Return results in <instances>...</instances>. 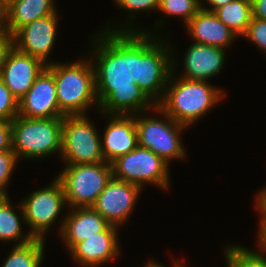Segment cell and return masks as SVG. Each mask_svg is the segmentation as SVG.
<instances>
[{
	"mask_svg": "<svg viewBox=\"0 0 266 267\" xmlns=\"http://www.w3.org/2000/svg\"><path fill=\"white\" fill-rule=\"evenodd\" d=\"M266 53V20L252 18L246 33L243 35Z\"/></svg>",
	"mask_w": 266,
	"mask_h": 267,
	"instance_id": "obj_28",
	"label": "cell"
},
{
	"mask_svg": "<svg viewBox=\"0 0 266 267\" xmlns=\"http://www.w3.org/2000/svg\"><path fill=\"white\" fill-rule=\"evenodd\" d=\"M144 267H164V266L158 264V262L149 261V263H147L146 265H144ZM174 267H184V266H182L181 264H179V262L177 263L175 261Z\"/></svg>",
	"mask_w": 266,
	"mask_h": 267,
	"instance_id": "obj_37",
	"label": "cell"
},
{
	"mask_svg": "<svg viewBox=\"0 0 266 267\" xmlns=\"http://www.w3.org/2000/svg\"><path fill=\"white\" fill-rule=\"evenodd\" d=\"M46 67L41 60L13 46L6 56L0 79L20 101Z\"/></svg>",
	"mask_w": 266,
	"mask_h": 267,
	"instance_id": "obj_14",
	"label": "cell"
},
{
	"mask_svg": "<svg viewBox=\"0 0 266 267\" xmlns=\"http://www.w3.org/2000/svg\"><path fill=\"white\" fill-rule=\"evenodd\" d=\"M56 8L53 0H14L5 8L6 31L13 36L21 27L52 14Z\"/></svg>",
	"mask_w": 266,
	"mask_h": 267,
	"instance_id": "obj_20",
	"label": "cell"
},
{
	"mask_svg": "<svg viewBox=\"0 0 266 267\" xmlns=\"http://www.w3.org/2000/svg\"><path fill=\"white\" fill-rule=\"evenodd\" d=\"M105 28L98 39L94 65L98 106L110 115L141 114L155 107L136 84V29ZM99 44V45H98ZM98 49V50H97ZM130 111V112H129Z\"/></svg>",
	"mask_w": 266,
	"mask_h": 267,
	"instance_id": "obj_1",
	"label": "cell"
},
{
	"mask_svg": "<svg viewBox=\"0 0 266 267\" xmlns=\"http://www.w3.org/2000/svg\"><path fill=\"white\" fill-rule=\"evenodd\" d=\"M118 6L122 9H127V11H141V10H155L159 7V0H115Z\"/></svg>",
	"mask_w": 266,
	"mask_h": 267,
	"instance_id": "obj_29",
	"label": "cell"
},
{
	"mask_svg": "<svg viewBox=\"0 0 266 267\" xmlns=\"http://www.w3.org/2000/svg\"><path fill=\"white\" fill-rule=\"evenodd\" d=\"M261 222L259 226V249L266 250V213H261Z\"/></svg>",
	"mask_w": 266,
	"mask_h": 267,
	"instance_id": "obj_33",
	"label": "cell"
},
{
	"mask_svg": "<svg viewBox=\"0 0 266 267\" xmlns=\"http://www.w3.org/2000/svg\"><path fill=\"white\" fill-rule=\"evenodd\" d=\"M154 109L166 119L146 118L135 116L136 128L138 133L139 146L151 150L162 158L167 164L171 159L185 158V150L179 133L184 128L183 124L177 123L170 116L165 114L158 106ZM180 139V140H179Z\"/></svg>",
	"mask_w": 266,
	"mask_h": 267,
	"instance_id": "obj_9",
	"label": "cell"
},
{
	"mask_svg": "<svg viewBox=\"0 0 266 267\" xmlns=\"http://www.w3.org/2000/svg\"><path fill=\"white\" fill-rule=\"evenodd\" d=\"M17 163V156L13 150L0 152V197L8 196L5 190Z\"/></svg>",
	"mask_w": 266,
	"mask_h": 267,
	"instance_id": "obj_27",
	"label": "cell"
},
{
	"mask_svg": "<svg viewBox=\"0 0 266 267\" xmlns=\"http://www.w3.org/2000/svg\"><path fill=\"white\" fill-rule=\"evenodd\" d=\"M145 33L136 32V84L157 106L164 97L175 64L170 48Z\"/></svg>",
	"mask_w": 266,
	"mask_h": 267,
	"instance_id": "obj_4",
	"label": "cell"
},
{
	"mask_svg": "<svg viewBox=\"0 0 266 267\" xmlns=\"http://www.w3.org/2000/svg\"><path fill=\"white\" fill-rule=\"evenodd\" d=\"M108 162L67 164L57 176L61 181L66 202L73 208L91 207L112 178Z\"/></svg>",
	"mask_w": 266,
	"mask_h": 267,
	"instance_id": "obj_6",
	"label": "cell"
},
{
	"mask_svg": "<svg viewBox=\"0 0 266 267\" xmlns=\"http://www.w3.org/2000/svg\"><path fill=\"white\" fill-rule=\"evenodd\" d=\"M225 49L194 42L184 58V75L188 80L207 81L223 67Z\"/></svg>",
	"mask_w": 266,
	"mask_h": 267,
	"instance_id": "obj_18",
	"label": "cell"
},
{
	"mask_svg": "<svg viewBox=\"0 0 266 267\" xmlns=\"http://www.w3.org/2000/svg\"><path fill=\"white\" fill-rule=\"evenodd\" d=\"M44 240L33 239L16 245L5 260L3 267H39L43 261Z\"/></svg>",
	"mask_w": 266,
	"mask_h": 267,
	"instance_id": "obj_23",
	"label": "cell"
},
{
	"mask_svg": "<svg viewBox=\"0 0 266 267\" xmlns=\"http://www.w3.org/2000/svg\"><path fill=\"white\" fill-rule=\"evenodd\" d=\"M253 18L266 20V0H251Z\"/></svg>",
	"mask_w": 266,
	"mask_h": 267,
	"instance_id": "obj_32",
	"label": "cell"
},
{
	"mask_svg": "<svg viewBox=\"0 0 266 267\" xmlns=\"http://www.w3.org/2000/svg\"><path fill=\"white\" fill-rule=\"evenodd\" d=\"M101 137L85 115H65L62 122L61 156L66 164L105 162Z\"/></svg>",
	"mask_w": 266,
	"mask_h": 267,
	"instance_id": "obj_7",
	"label": "cell"
},
{
	"mask_svg": "<svg viewBox=\"0 0 266 267\" xmlns=\"http://www.w3.org/2000/svg\"><path fill=\"white\" fill-rule=\"evenodd\" d=\"M5 27V8L0 5V34L6 33Z\"/></svg>",
	"mask_w": 266,
	"mask_h": 267,
	"instance_id": "obj_36",
	"label": "cell"
},
{
	"mask_svg": "<svg viewBox=\"0 0 266 267\" xmlns=\"http://www.w3.org/2000/svg\"><path fill=\"white\" fill-rule=\"evenodd\" d=\"M213 13L237 36H243L246 33L253 18L251 0H232Z\"/></svg>",
	"mask_w": 266,
	"mask_h": 267,
	"instance_id": "obj_21",
	"label": "cell"
},
{
	"mask_svg": "<svg viewBox=\"0 0 266 267\" xmlns=\"http://www.w3.org/2000/svg\"><path fill=\"white\" fill-rule=\"evenodd\" d=\"M210 6H212L210 9L205 8L200 1V8L206 11L214 12L217 8H220L222 6H225L228 2H231L232 0H206ZM203 6V7H202Z\"/></svg>",
	"mask_w": 266,
	"mask_h": 267,
	"instance_id": "obj_35",
	"label": "cell"
},
{
	"mask_svg": "<svg viewBox=\"0 0 266 267\" xmlns=\"http://www.w3.org/2000/svg\"><path fill=\"white\" fill-rule=\"evenodd\" d=\"M63 118H26L12 122V150L17 156L42 158L61 152Z\"/></svg>",
	"mask_w": 266,
	"mask_h": 267,
	"instance_id": "obj_5",
	"label": "cell"
},
{
	"mask_svg": "<svg viewBox=\"0 0 266 267\" xmlns=\"http://www.w3.org/2000/svg\"><path fill=\"white\" fill-rule=\"evenodd\" d=\"M111 164L114 178L137 185L141 189L146 183L167 189L170 183L169 164L151 150L139 145Z\"/></svg>",
	"mask_w": 266,
	"mask_h": 267,
	"instance_id": "obj_8",
	"label": "cell"
},
{
	"mask_svg": "<svg viewBox=\"0 0 266 267\" xmlns=\"http://www.w3.org/2000/svg\"><path fill=\"white\" fill-rule=\"evenodd\" d=\"M19 101L0 79V120L13 121L18 116Z\"/></svg>",
	"mask_w": 266,
	"mask_h": 267,
	"instance_id": "obj_26",
	"label": "cell"
},
{
	"mask_svg": "<svg viewBox=\"0 0 266 267\" xmlns=\"http://www.w3.org/2000/svg\"><path fill=\"white\" fill-rule=\"evenodd\" d=\"M12 150L11 121L0 120V152Z\"/></svg>",
	"mask_w": 266,
	"mask_h": 267,
	"instance_id": "obj_30",
	"label": "cell"
},
{
	"mask_svg": "<svg viewBox=\"0 0 266 267\" xmlns=\"http://www.w3.org/2000/svg\"><path fill=\"white\" fill-rule=\"evenodd\" d=\"M158 9L168 15H180L186 25L201 8L200 0H159Z\"/></svg>",
	"mask_w": 266,
	"mask_h": 267,
	"instance_id": "obj_25",
	"label": "cell"
},
{
	"mask_svg": "<svg viewBox=\"0 0 266 267\" xmlns=\"http://www.w3.org/2000/svg\"><path fill=\"white\" fill-rule=\"evenodd\" d=\"M196 43L224 48L237 36L210 11L200 9L185 25Z\"/></svg>",
	"mask_w": 266,
	"mask_h": 267,
	"instance_id": "obj_19",
	"label": "cell"
},
{
	"mask_svg": "<svg viewBox=\"0 0 266 267\" xmlns=\"http://www.w3.org/2000/svg\"><path fill=\"white\" fill-rule=\"evenodd\" d=\"M174 74L172 72L164 97L157 106L174 121L186 127L204 116L226 96L222 90L209 85L208 81L188 80L183 77L177 80L173 77ZM172 78L176 80L173 81Z\"/></svg>",
	"mask_w": 266,
	"mask_h": 267,
	"instance_id": "obj_2",
	"label": "cell"
},
{
	"mask_svg": "<svg viewBox=\"0 0 266 267\" xmlns=\"http://www.w3.org/2000/svg\"><path fill=\"white\" fill-rule=\"evenodd\" d=\"M13 47V37L8 33L0 34V76L8 52Z\"/></svg>",
	"mask_w": 266,
	"mask_h": 267,
	"instance_id": "obj_31",
	"label": "cell"
},
{
	"mask_svg": "<svg viewBox=\"0 0 266 267\" xmlns=\"http://www.w3.org/2000/svg\"><path fill=\"white\" fill-rule=\"evenodd\" d=\"M89 61L50 62L46 67L54 75L59 110L64 116L86 115L88 107L98 104L93 60Z\"/></svg>",
	"mask_w": 266,
	"mask_h": 267,
	"instance_id": "obj_3",
	"label": "cell"
},
{
	"mask_svg": "<svg viewBox=\"0 0 266 267\" xmlns=\"http://www.w3.org/2000/svg\"><path fill=\"white\" fill-rule=\"evenodd\" d=\"M114 116V117H113ZM101 140L102 154L105 162L112 163L118 157L126 155L138 145V133L135 117L112 114Z\"/></svg>",
	"mask_w": 266,
	"mask_h": 267,
	"instance_id": "obj_15",
	"label": "cell"
},
{
	"mask_svg": "<svg viewBox=\"0 0 266 267\" xmlns=\"http://www.w3.org/2000/svg\"><path fill=\"white\" fill-rule=\"evenodd\" d=\"M140 191L139 186L112 176L91 207L110 225L119 227L130 216Z\"/></svg>",
	"mask_w": 266,
	"mask_h": 267,
	"instance_id": "obj_11",
	"label": "cell"
},
{
	"mask_svg": "<svg viewBox=\"0 0 266 267\" xmlns=\"http://www.w3.org/2000/svg\"><path fill=\"white\" fill-rule=\"evenodd\" d=\"M18 115L26 118H63L56 96L54 75L47 69L19 101Z\"/></svg>",
	"mask_w": 266,
	"mask_h": 267,
	"instance_id": "obj_13",
	"label": "cell"
},
{
	"mask_svg": "<svg viewBox=\"0 0 266 267\" xmlns=\"http://www.w3.org/2000/svg\"><path fill=\"white\" fill-rule=\"evenodd\" d=\"M264 189V190H263ZM257 195L256 207L260 213H266V187Z\"/></svg>",
	"mask_w": 266,
	"mask_h": 267,
	"instance_id": "obj_34",
	"label": "cell"
},
{
	"mask_svg": "<svg viewBox=\"0 0 266 267\" xmlns=\"http://www.w3.org/2000/svg\"><path fill=\"white\" fill-rule=\"evenodd\" d=\"M117 226L109 225L98 236L76 244L69 252L82 266L98 267L119 254Z\"/></svg>",
	"mask_w": 266,
	"mask_h": 267,
	"instance_id": "obj_16",
	"label": "cell"
},
{
	"mask_svg": "<svg viewBox=\"0 0 266 267\" xmlns=\"http://www.w3.org/2000/svg\"><path fill=\"white\" fill-rule=\"evenodd\" d=\"M19 216L14 212L8 196L0 197V240H18L16 245H22L33 240L28 233L23 235Z\"/></svg>",
	"mask_w": 266,
	"mask_h": 267,
	"instance_id": "obj_22",
	"label": "cell"
},
{
	"mask_svg": "<svg viewBox=\"0 0 266 267\" xmlns=\"http://www.w3.org/2000/svg\"><path fill=\"white\" fill-rule=\"evenodd\" d=\"M8 3H9V0H0V5H2L4 8L7 7Z\"/></svg>",
	"mask_w": 266,
	"mask_h": 267,
	"instance_id": "obj_38",
	"label": "cell"
},
{
	"mask_svg": "<svg viewBox=\"0 0 266 267\" xmlns=\"http://www.w3.org/2000/svg\"><path fill=\"white\" fill-rule=\"evenodd\" d=\"M57 13L36 19L21 27L12 37L13 46L21 53L28 54L45 65L46 59L54 46L57 29Z\"/></svg>",
	"mask_w": 266,
	"mask_h": 267,
	"instance_id": "obj_12",
	"label": "cell"
},
{
	"mask_svg": "<svg viewBox=\"0 0 266 267\" xmlns=\"http://www.w3.org/2000/svg\"><path fill=\"white\" fill-rule=\"evenodd\" d=\"M110 224L92 207L72 208L60 226V235L70 251L76 244L98 236Z\"/></svg>",
	"mask_w": 266,
	"mask_h": 267,
	"instance_id": "obj_17",
	"label": "cell"
},
{
	"mask_svg": "<svg viewBox=\"0 0 266 267\" xmlns=\"http://www.w3.org/2000/svg\"><path fill=\"white\" fill-rule=\"evenodd\" d=\"M64 204L67 205L65 192L58 178L54 179L49 187L33 191L19 204V214L31 228L28 233L33 239L45 240V233L56 221Z\"/></svg>",
	"mask_w": 266,
	"mask_h": 267,
	"instance_id": "obj_10",
	"label": "cell"
},
{
	"mask_svg": "<svg viewBox=\"0 0 266 267\" xmlns=\"http://www.w3.org/2000/svg\"><path fill=\"white\" fill-rule=\"evenodd\" d=\"M226 249V262L228 267H266V255L253 252L243 246H228Z\"/></svg>",
	"mask_w": 266,
	"mask_h": 267,
	"instance_id": "obj_24",
	"label": "cell"
}]
</instances>
